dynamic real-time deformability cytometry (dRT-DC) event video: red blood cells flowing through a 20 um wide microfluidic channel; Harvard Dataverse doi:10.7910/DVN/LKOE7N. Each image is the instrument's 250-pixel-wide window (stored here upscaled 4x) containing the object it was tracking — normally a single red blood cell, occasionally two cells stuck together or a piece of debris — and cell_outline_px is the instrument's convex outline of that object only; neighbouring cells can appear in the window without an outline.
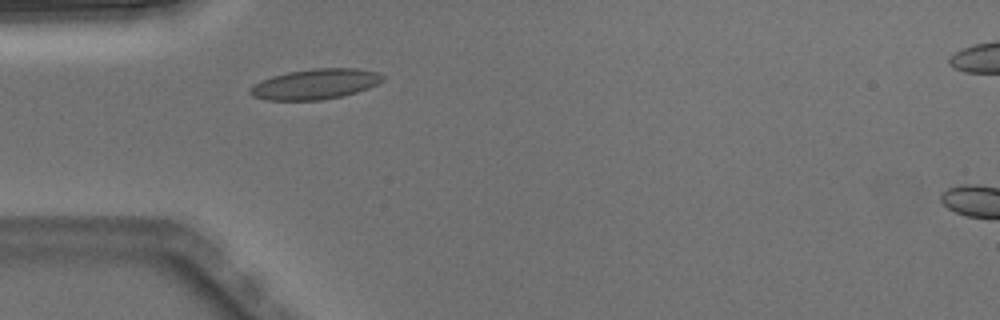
{"species": "Egyptian fruit bat (a non-hibernating species)", "species_latin": "Rousettus aegyptiacus", "temperature_condition": "warm", "stored_images_in_passage": 2, "camera_frame_rate_fps": 3000, "um_per_image_px": 0.085, "animal": {"sex": "male"}, "frame": {"image": 1, "passage_image": 1, "time_ms": 0.0, "image_size_px": [1000, 320], "cell_outline_px": [[384, 80], [368, 88], [356, 92], [340, 96], [320, 100], [264, 100], [252, 96], [248, 92], [248, 88], [272, 76], [288, 72], [312, 68], [356, 68], [376, 72], [384, 76]], "centroid_in_image_um": [26.77, 7.15], "position_along_channel_um": 58.2, "area_um2": 23.29}}